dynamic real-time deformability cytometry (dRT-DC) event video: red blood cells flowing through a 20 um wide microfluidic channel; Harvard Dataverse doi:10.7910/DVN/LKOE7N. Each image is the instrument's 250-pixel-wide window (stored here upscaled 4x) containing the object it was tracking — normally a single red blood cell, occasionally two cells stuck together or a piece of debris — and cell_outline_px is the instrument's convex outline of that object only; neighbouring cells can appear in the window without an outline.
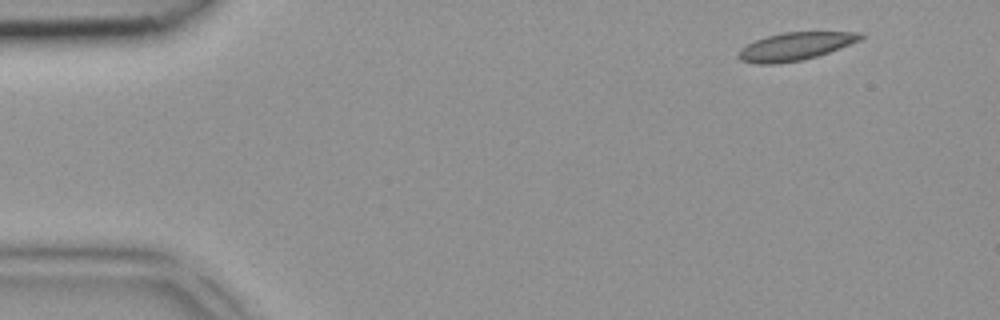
{"species": "common noctule bat (a hibernating species)", "species_latin": "Nyctalus noctula", "temperature_condition": "room temperature", "stored_images_in_passage": 3, "camera_frame_rate_fps": 3000, "um_per_image_px": 0.085, "animal": {"sex": "female", "body_mass_g": 18.4}, "frame": {"image": 1, "passage_image": 1, "time_ms": 0.0, "image_size_px": [1000, 320], "cell_outline_px": [[864, 36], [860, 40], [840, 48], [816, 56], [800, 60], [776, 64], [756, 64], [740, 60], [736, 56], [740, 48], [756, 40], [768, 36], [784, 32], [860, 32]], "centroid_in_image_um": [67.56, 3.94], "position_along_channel_um": 17.4, "area_um2": 19.65}}